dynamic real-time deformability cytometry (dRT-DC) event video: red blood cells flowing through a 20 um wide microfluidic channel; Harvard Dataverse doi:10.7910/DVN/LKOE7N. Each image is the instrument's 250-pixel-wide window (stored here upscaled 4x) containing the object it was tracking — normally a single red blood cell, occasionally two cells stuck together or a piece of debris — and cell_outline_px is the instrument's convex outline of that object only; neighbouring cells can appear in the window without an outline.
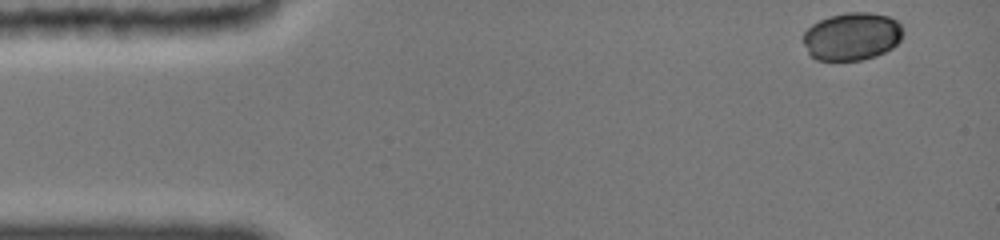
{"species": "common noctule bat (a hibernating species)", "species_latin": "Nyctalus noctula", "temperature_condition": "cold", "stored_images_in_passage": 49, "camera_frame_rate_fps": 3000, "um_per_image_px": 0.085, "animal": {"sex": "female", "body_mass_g": 19.0, "forearm_length_mm": 51.5}, "frame": {"image": 1, "passage_image": 1, "time_ms": 0.0, "image_size_px": [1000, 240], "cell_outline_px": [[904, 32], [900, 40], [892, 48], [876, 56], [860, 60], [816, 60], [808, 52], [804, 44], [804, 32], [812, 24], [828, 16], [848, 12], [868, 12], [888, 16], [896, 20], [900, 24]], "centroid_in_image_um": [72.43, 3.09], "position_along_channel_um": 12.6, "area_um2": 27.8}}
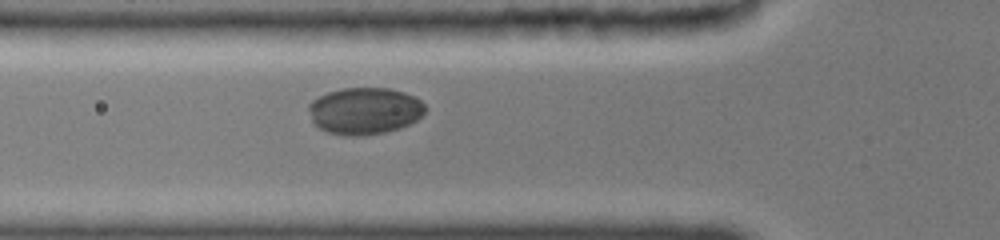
{"frame": {"image": 2, "passage_image": 23, "time_ms": 4.667, "image_size_px": [1000, 240], "cell_outline_px": [[428, 108], [416, 120], [408, 124], [384, 132], [328, 132], [320, 128], [312, 120], [308, 108], [308, 104], [312, 100], [328, 92], [340, 88], [388, 88], [404, 92], [420, 100]], "centroid_in_image_um": [31.01, 9.35], "position_along_channel_um": 94.8, "area_um2": 30.63}}
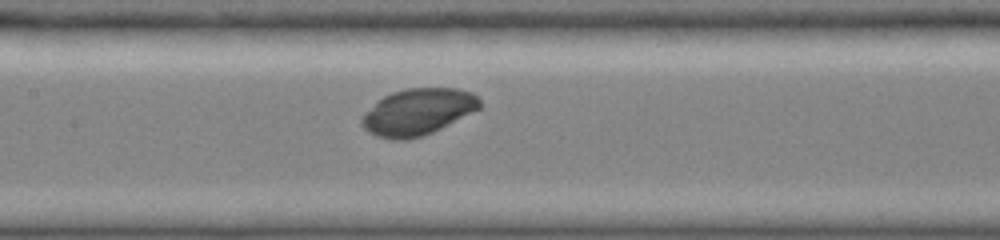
{"frame": {"image": 3, "passage_image": 29, "time_ms": 6.667, "image_size_px": [1000, 240], "cell_outline_px": [[480, 108], [432, 132], [420, 136], [404, 140], [400, 140], [380, 136], [368, 132], [364, 128], [360, 120], [384, 96], [392, 92], [408, 88], [456, 88], [472, 92], [480, 100]], "centroid_in_image_um": [35.55, 9.49], "position_along_channel_um": 171.8, "area_um2": 31.1}}